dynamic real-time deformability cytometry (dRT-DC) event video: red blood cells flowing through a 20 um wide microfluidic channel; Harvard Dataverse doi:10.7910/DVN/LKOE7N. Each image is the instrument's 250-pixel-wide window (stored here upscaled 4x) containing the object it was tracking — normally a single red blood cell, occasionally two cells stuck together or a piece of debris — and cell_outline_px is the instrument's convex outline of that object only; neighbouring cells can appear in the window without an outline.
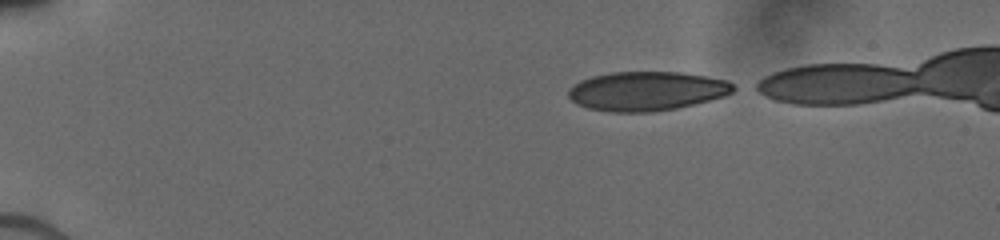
{"species": "human", "species_latin": "Homo sapiens", "temperature_condition": "cold", "stored_images_in_passage": 25, "camera_frame_rate_fps": 3000, "um_per_image_px": 0.085, "donor": {"sex": "male"}, "frame": {"image": 1, "passage_image": 1, "time_ms": 0.0, "image_size_px": [1000, 240], "cell_outline_px": [[740, 88], [724, 96], [676, 108], [652, 112], [612, 112], [588, 108], [576, 104], [568, 96], [568, 88], [572, 84], [580, 80], [592, 76], [612, 72], [680, 72], [708, 76], [728, 80]], "centroid_in_image_um": [54.97, 7.73], "position_along_channel_um": 30.0, "area_um2": 37.92}}
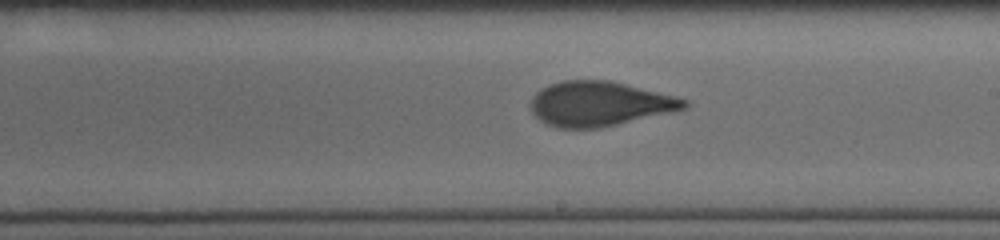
{"frame": {"image": 2, "passage_image": 15, "time_ms": 7.333, "image_size_px": [1000, 240], "cell_outline_px": [[688, 108], [600, 128], [560, 128], [544, 124], [532, 112], [528, 104], [532, 96], [540, 88], [548, 84], [560, 80], [608, 80], [676, 96], [688, 100]], "centroid_in_image_um": [50.9, 8.82], "position_along_channel_um": 238.1, "area_um2": 40.17}}
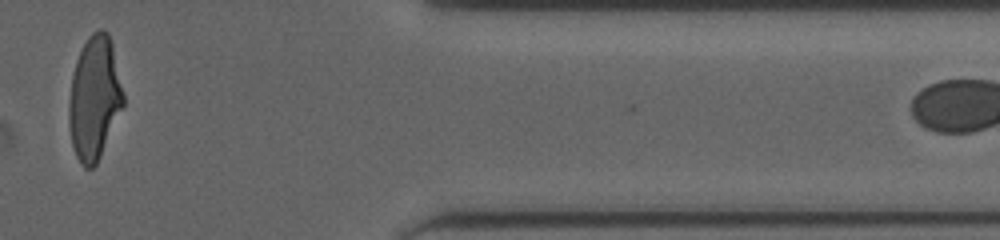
{"frame": {"image": 3, "passage_image": 24, "time_ms": 12.0, "image_size_px": [1000, 240], "cell_outline_px": [[124, 104], [100, 156], [96, 164], [92, 168], [84, 168], [80, 164], [76, 156], [72, 144], [68, 124], [68, 104], [72, 76], [76, 60], [88, 36], [92, 32], [100, 28], [108, 32], [112, 44], [124, 96]], "centroid_in_image_um": [8.0, 8.34], "position_along_channel_um": 403.4, "area_um2": 38.96}}